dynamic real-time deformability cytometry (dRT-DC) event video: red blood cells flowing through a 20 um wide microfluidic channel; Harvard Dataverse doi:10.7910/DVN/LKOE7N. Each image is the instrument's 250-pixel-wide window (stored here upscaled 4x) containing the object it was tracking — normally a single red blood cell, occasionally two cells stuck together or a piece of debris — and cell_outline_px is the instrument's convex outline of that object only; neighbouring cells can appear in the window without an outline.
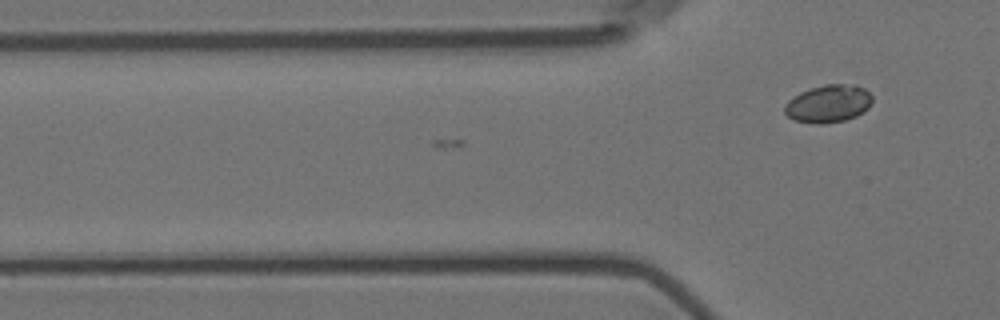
{"species": "Egyptian fruit bat (a non-hibernating species)", "species_latin": "Rousettus aegyptiacus", "temperature_condition": "room temperature", "stored_images_in_passage": 8, "camera_frame_rate_fps": 3000, "um_per_image_px": 0.085, "animal": {"sex": "female"}, "frame": {"image": 1, "passage_image": 8, "time_ms": 2.333, "image_size_px": [1000, 320], "cell_outline_px": [[872, 100], [868, 108], [856, 116], [844, 120], [824, 124], [812, 124], [796, 120], [788, 116], [784, 112], [784, 104], [788, 100], [800, 92], [808, 88], [824, 84], [856, 84], [864, 88], [872, 96]], "centroid_in_image_um": [70.39, 8.8], "position_along_channel_um": 55.4, "area_um2": 19.42}}